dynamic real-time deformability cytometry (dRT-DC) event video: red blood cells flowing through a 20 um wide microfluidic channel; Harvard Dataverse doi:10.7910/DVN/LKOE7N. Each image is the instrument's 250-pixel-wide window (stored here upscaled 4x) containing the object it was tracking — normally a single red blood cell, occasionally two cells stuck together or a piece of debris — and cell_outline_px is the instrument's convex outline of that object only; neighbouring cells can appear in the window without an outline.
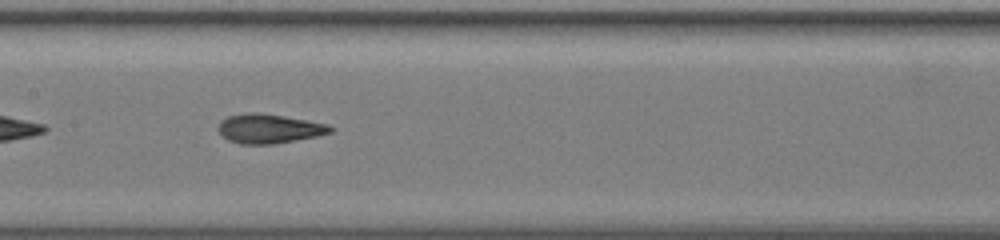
{"species": "common noctule bat (a hibernating species)", "species_latin": "Nyctalus noctula", "temperature_condition": "warm", "stored_images_in_passage": 41, "camera_frame_rate_fps": 3000, "um_per_image_px": 0.085, "animal": {"sex": "female", "body_mass_g": 19.5, "forearm_length_mm": 54.1}, "frame": {"image": 1, "passage_image": 12, "time_ms": 3.667, "image_size_px": [1000, 240], "cell_outline_px": [[336, 128], [332, 132], [316, 136], [272, 144], [240, 144], [228, 140], [216, 128], [220, 120], [228, 116], [252, 112], [256, 112], [328, 124]], "centroid_in_image_um": [22.84, 10.94], "position_along_channel_um": 184.6, "area_um2": 18.9}, "authors_computed_cell_mechanics": {"area_um2": 18.9584, "velocity_mm_per_s": 3.4418, "shape_relaxation_time_tau1_ms": 7.4169, "shape_relaxation_time_tau2_ms": 1.4359, "deformation_change_tau1": 0.2517, "deformation_change_tau2": 0.0883}}